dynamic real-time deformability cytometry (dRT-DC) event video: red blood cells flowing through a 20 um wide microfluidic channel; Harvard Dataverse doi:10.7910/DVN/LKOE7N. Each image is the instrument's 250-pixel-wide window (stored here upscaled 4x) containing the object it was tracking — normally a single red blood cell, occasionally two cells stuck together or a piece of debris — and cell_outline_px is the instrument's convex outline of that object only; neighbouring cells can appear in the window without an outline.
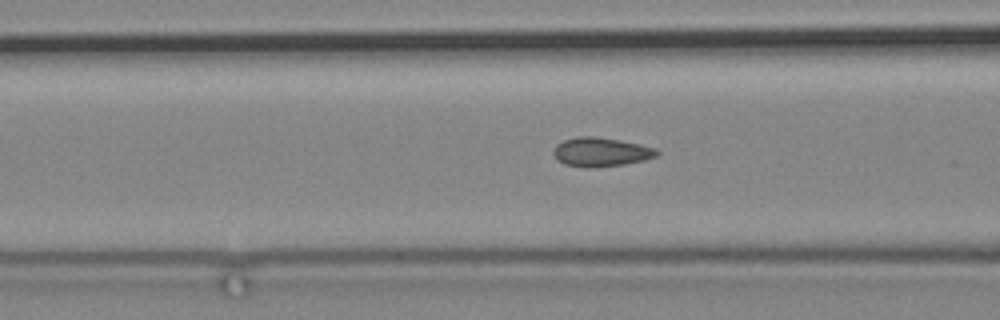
{"species": "common noctule bat (a hibernating species)", "species_latin": "Nyctalus noctula", "temperature_condition": "cold", "stored_images_in_passage": 55, "camera_frame_rate_fps": 3000, "um_per_image_px": 0.085, "animal": {"sex": "male", "body_mass_g": 19.2, "forearm_length_mm": 51.8}, "frame": {"image": 1, "passage_image": 17, "time_ms": 5.333, "image_size_px": [1000, 320], "cell_outline_px": [[660, 152], [656, 156], [644, 160], [624, 164], [596, 168], [564, 164], [556, 160], [552, 152], [556, 144], [564, 140], [576, 136], [596, 136], [620, 140], [640, 144], [656, 148]], "centroid_in_image_um": [51.06, 12.91], "position_along_channel_um": 115.5, "area_um2": 17.63}}
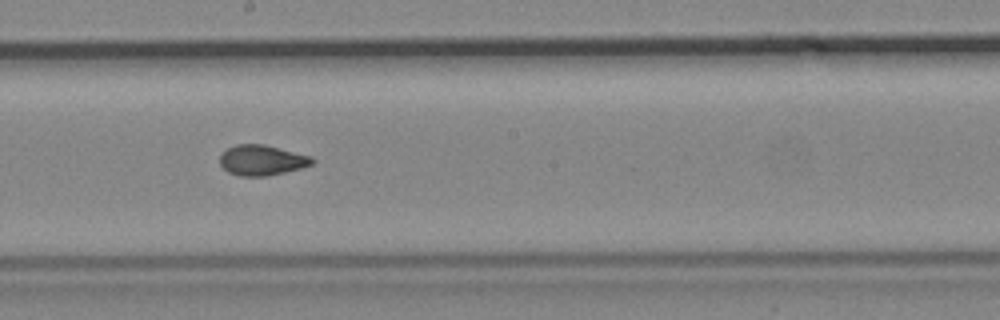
{"frame": {"image": 2, "passage_image": 27, "time_ms": 8.667, "image_size_px": [1000, 320], "cell_outline_px": [[316, 160], [312, 164], [300, 168], [284, 172], [264, 176], [240, 176], [228, 172], [220, 164], [220, 156], [228, 148], [236, 144], [264, 144], [312, 156]], "centroid_in_image_um": [22.27, 13.61], "position_along_channel_um": 225.9, "area_um2": 16.24}}
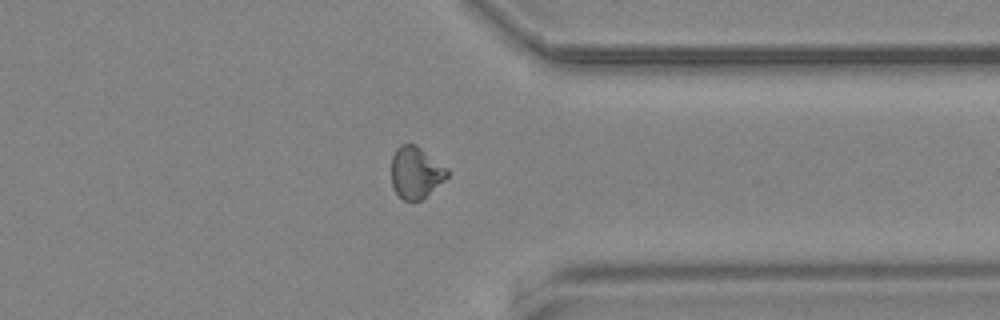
{"frame": {"image": 3, "passage_image": 41, "time_ms": 13.333, "image_size_px": [1000, 320], "cell_outline_px": [[448, 176], [444, 180], [420, 200], [404, 200], [396, 192], [392, 184], [392, 156], [396, 148], [400, 144], [416, 144], [448, 168]], "centroid_in_image_um": [35.34, 14.63], "position_along_channel_um": 376.1, "area_um2": 16.65}}